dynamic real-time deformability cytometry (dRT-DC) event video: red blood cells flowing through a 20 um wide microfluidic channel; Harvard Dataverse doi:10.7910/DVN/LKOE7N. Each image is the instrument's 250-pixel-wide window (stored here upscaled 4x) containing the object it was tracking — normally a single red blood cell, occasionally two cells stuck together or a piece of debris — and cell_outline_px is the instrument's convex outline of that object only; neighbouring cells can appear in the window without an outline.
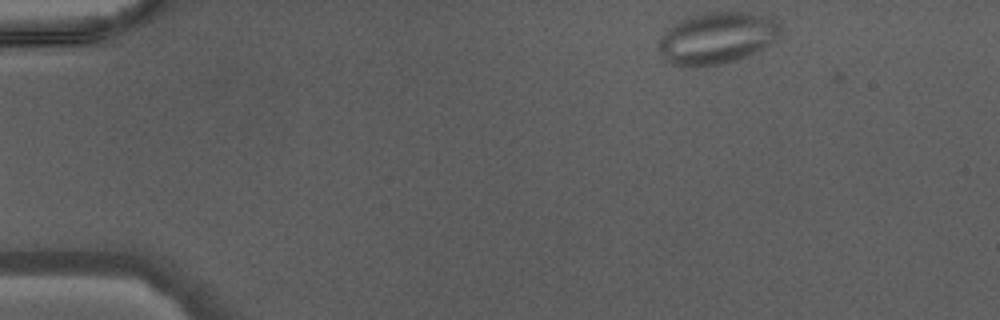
{"species": "Egyptian fruit bat (a non-hibernating species)", "species_latin": "Rousettus aegyptiacus", "temperature_condition": "warm", "stored_images_in_passage": 40, "camera_frame_rate_fps": 3000, "um_per_image_px": 0.085, "animal": {"sex": "male"}, "frame": {"image": 1, "passage_image": 1, "time_ms": 0.0, "image_size_px": [1000, 320], "cell_outline_px": [[780, 32], [768, 44], [744, 56], [732, 60], [716, 64], [672, 64], [664, 60], [660, 52], [660, 36], [672, 24], [688, 16], [704, 12], [748, 12], [772, 16], [780, 24]], "centroid_in_image_um": [60.92, 3.16], "position_along_channel_um": 24.1, "area_um2": 35.78}}
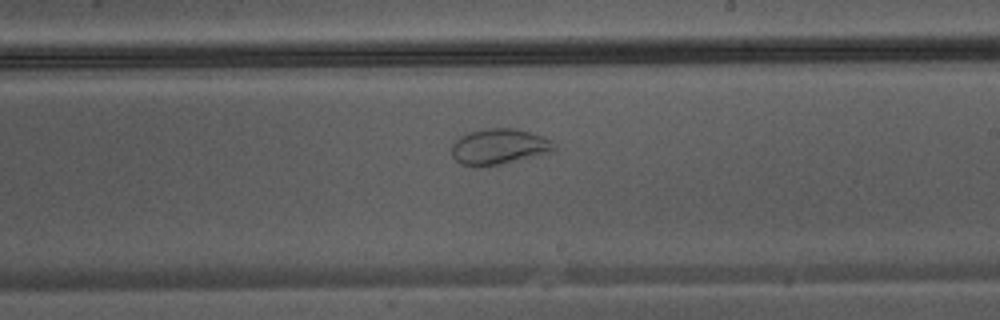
{"frame": {"image": 2, "passage_image": 22, "time_ms": 7.0, "image_size_px": [1000, 320], "cell_outline_px": [[556, 148], [540, 156], [480, 168], [460, 164], [452, 156], [452, 144], [460, 136], [468, 132], [484, 128], [516, 128], [544, 136], [552, 140], [556, 144]], "centroid_in_image_um": [42.42, 12.47], "position_along_channel_um": 246.6, "area_um2": 21.79}}
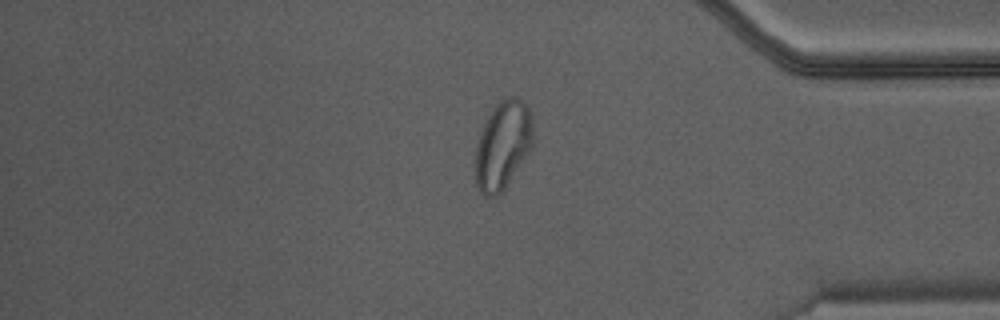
{"frame": {"image": 3, "passage_image": 33, "time_ms": 10.667, "image_size_px": [1000, 320], "cell_outline_px": [[532, 148], [504, 188], [496, 196], [484, 196], [480, 192], [476, 184], [476, 148], [484, 124], [492, 108], [500, 100], [508, 96], [516, 96], [532, 112]], "centroid_in_image_um": [42.75, 12.31], "position_along_channel_um": 392.5, "area_um2": 29.3}}